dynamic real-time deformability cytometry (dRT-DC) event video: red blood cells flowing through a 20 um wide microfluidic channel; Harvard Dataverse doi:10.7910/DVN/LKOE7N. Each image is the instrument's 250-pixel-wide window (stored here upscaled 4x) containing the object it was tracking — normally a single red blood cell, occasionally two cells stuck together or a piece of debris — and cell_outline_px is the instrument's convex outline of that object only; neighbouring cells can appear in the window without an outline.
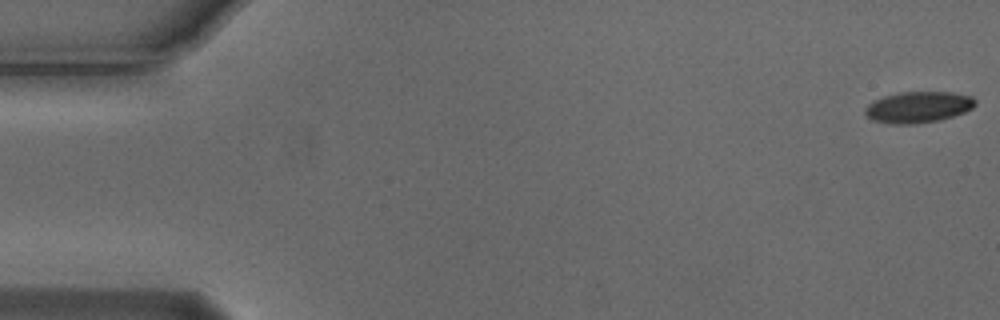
{"species": "Egyptian fruit bat (a non-hibernating species)", "species_latin": "Rousettus aegyptiacus", "temperature_condition": "cold", "stored_images_in_passage": 9, "camera_frame_rate_fps": 3000, "um_per_image_px": 0.085, "animal": {"sex": "male"}, "frame": {"image": 1, "passage_image": 1, "time_ms": 0.0, "image_size_px": [1000, 320], "cell_outline_px": [[976, 104], [972, 108], [964, 112], [940, 120], [912, 124], [892, 124], [872, 120], [864, 112], [864, 108], [872, 100], [884, 96], [900, 92], [952, 92], [972, 96], [976, 100]], "centroid_in_image_um": [78.03, 9.1], "position_along_channel_um": 7.0, "area_um2": 20.11}}